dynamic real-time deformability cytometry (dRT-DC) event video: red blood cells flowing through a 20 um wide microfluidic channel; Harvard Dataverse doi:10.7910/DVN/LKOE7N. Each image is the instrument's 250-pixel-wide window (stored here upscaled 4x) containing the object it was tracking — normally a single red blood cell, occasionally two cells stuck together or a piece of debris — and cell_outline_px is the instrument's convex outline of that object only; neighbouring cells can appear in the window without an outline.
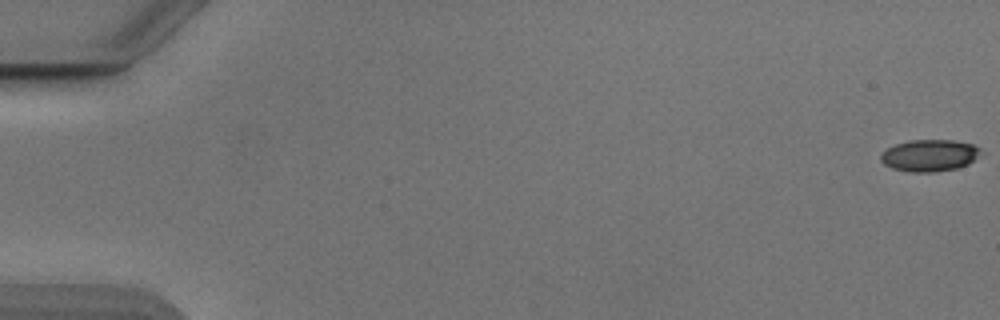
{"species": "Egyptian fruit bat (a non-hibernating species)", "species_latin": "Rousettus aegyptiacus", "temperature_condition": "cold", "stored_images_in_passage": 54, "camera_frame_rate_fps": 3000, "um_per_image_px": 0.085, "animal": {"sex": "male"}, "frame": {"image": 1, "passage_image": 1, "time_ms": 0.0, "image_size_px": [1000, 320], "cell_outline_px": [[984, 152], [968, 164], [956, 168], [932, 172], [908, 172], [892, 168], [884, 164], [880, 160], [880, 156], [888, 148], [896, 144], [908, 140], [952, 140], [972, 144], [980, 148]], "centroid_in_image_um": [79.02, 13.21], "position_along_channel_um": 6.0, "area_um2": 18.55}}
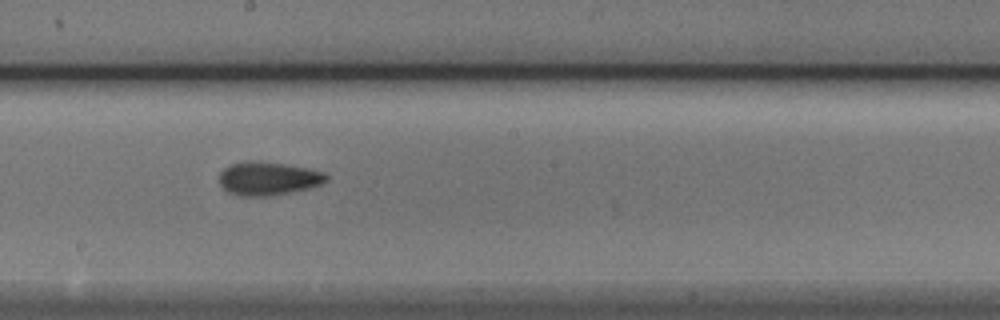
{"frame": {"image": 2, "passage_image": 31, "time_ms": 10.0, "image_size_px": [1000, 320], "cell_outline_px": [[328, 180], [320, 184], [308, 188], [272, 196], [240, 196], [228, 192], [220, 184], [220, 172], [224, 168], [232, 164], [248, 160], [256, 160], [284, 164], [308, 168], [324, 172], [328, 176]], "centroid_in_image_um": [22.79, 15.17], "position_along_channel_um": 225.4, "area_um2": 20.87}}
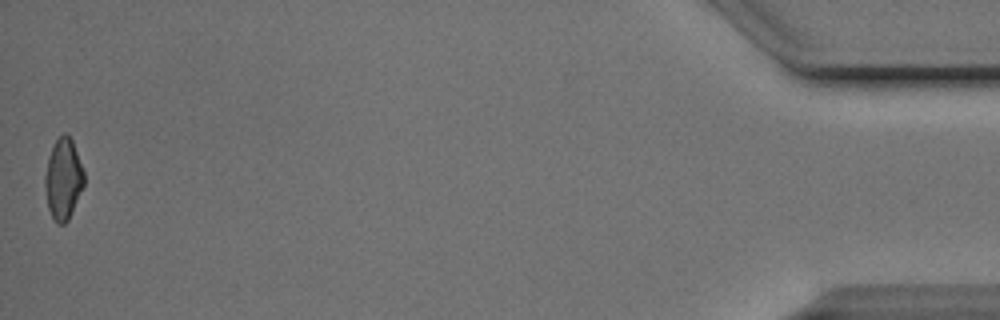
{"frame": {"image": 3, "passage_image": 54, "time_ms": 17.667, "image_size_px": [1000, 320], "cell_outline_px": [[84, 184], [68, 220], [64, 224], [56, 224], [48, 208], [44, 184], [44, 176], [48, 156], [56, 140], [64, 132], [68, 132], [72, 140], [84, 172]], "centroid_in_image_um": [5.36, 15.2], "position_along_channel_um": 429.8, "area_um2": 18.38}, "authors_computed_cell_mechanics": {"area_um2": 19.2185, "velocity_mm_per_s": 3.8722, "shape_relaxation_time_tau1_ms": 6.4291, "shape_relaxation_time_tau2_ms": 3.4286, "deformation_change_tau1": 0.1437, "deformation_change_tau2": 0.0997}}